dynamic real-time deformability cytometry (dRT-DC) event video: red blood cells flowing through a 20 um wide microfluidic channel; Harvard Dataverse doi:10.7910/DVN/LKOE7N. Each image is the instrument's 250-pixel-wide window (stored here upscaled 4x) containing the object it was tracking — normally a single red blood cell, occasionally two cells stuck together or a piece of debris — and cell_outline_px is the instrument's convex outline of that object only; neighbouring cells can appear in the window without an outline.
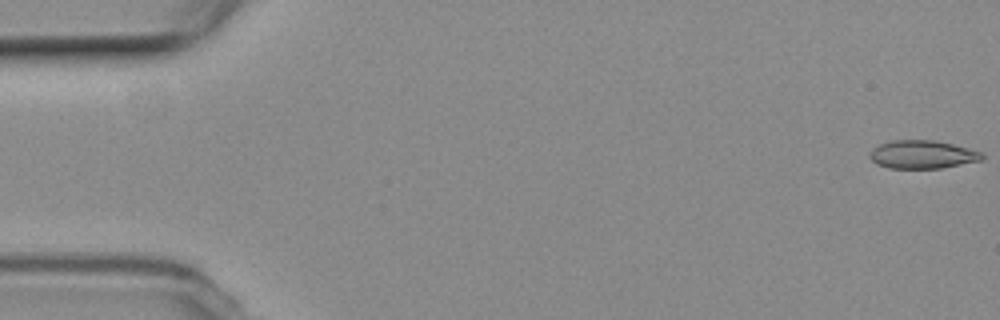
{"species": "common noctule bat (a hibernating species)", "species_latin": "Nyctalus noctula", "temperature_condition": "room temperature", "stored_images_in_passage": 58, "camera_frame_rate_fps": 3000, "um_per_image_px": 0.085, "animal": {"sex": "female", "body_mass_g": 19.3, "forearm_length_mm": 54.1}, "frame": {"image": 1, "passage_image": 1, "time_ms": 0.0, "image_size_px": [1000, 320], "cell_outline_px": [[984, 156], [980, 160], [940, 168], [888, 168], [876, 164], [868, 156], [868, 152], [872, 148], [880, 144], [892, 140], [936, 140], [984, 152]], "centroid_in_image_um": [78.36, 13.12], "position_along_channel_um": 6.6, "area_um2": 18.5}}
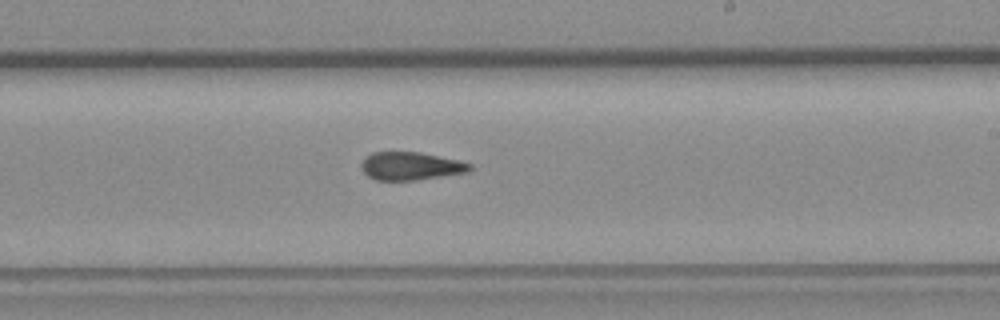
{"frame": {"image": 2, "passage_image": 34, "time_ms": 11.0, "image_size_px": [1000, 320], "cell_outline_px": [[472, 168], [468, 172], [416, 180], [376, 180], [368, 176], [364, 172], [360, 164], [372, 152], [420, 152], [460, 160], [472, 164]], "centroid_in_image_um": [34.94, 14.11], "position_along_channel_um": 254.1, "area_um2": 17.69}}
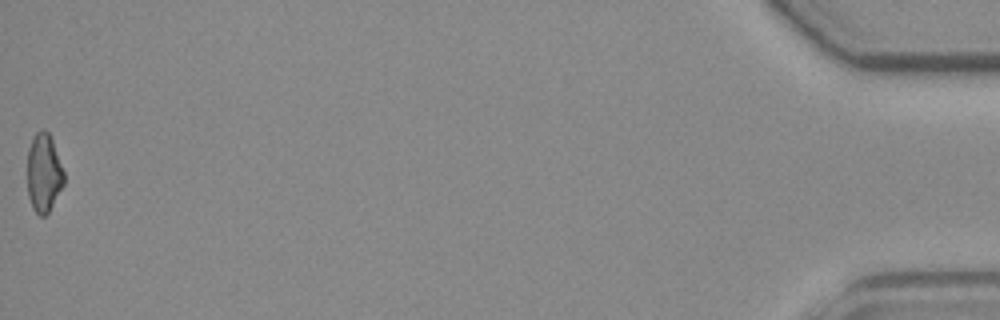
{"frame": {"image": 3, "passage_image": 58, "time_ms": 19.0, "image_size_px": [1000, 320], "cell_outline_px": [[64, 184], [48, 212], [44, 216], [40, 216], [32, 208], [28, 196], [28, 148], [32, 136], [36, 132], [44, 128], [48, 132], [52, 140], [64, 172]], "centroid_in_image_um": [3.71, 14.68], "position_along_channel_um": 431.5, "area_um2": 16.7}, "authors_computed_cell_mechanics": {"area_um2": 18.4093, "velocity_mm_per_s": 3.5596, "shape_relaxation_time_tau1_ms": 9.0278, "shape_relaxation_time_tau2_ms": 2.3992, "deformation_change_tau1": 0.1899, "deformation_change_tau2": 0.0981}}